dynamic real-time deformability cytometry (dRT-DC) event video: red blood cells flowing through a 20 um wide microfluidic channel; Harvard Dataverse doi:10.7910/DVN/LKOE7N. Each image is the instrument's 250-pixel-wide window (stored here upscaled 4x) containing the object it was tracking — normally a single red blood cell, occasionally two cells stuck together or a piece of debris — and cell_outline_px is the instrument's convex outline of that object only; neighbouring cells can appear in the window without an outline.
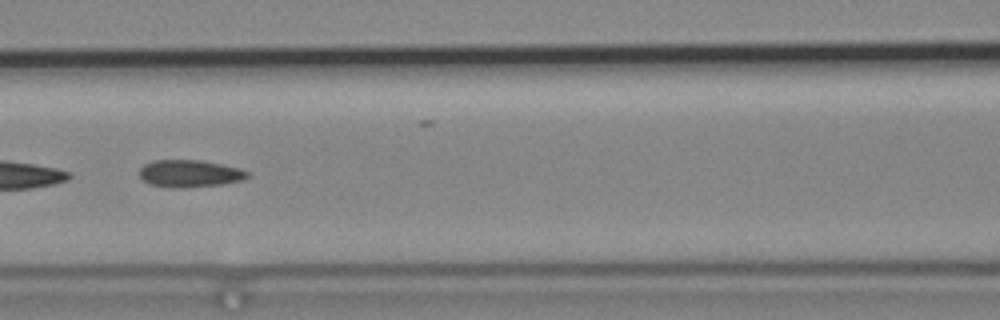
{"species": "common noctule bat (a hibernating species)", "species_latin": "Nyctalus noctula", "temperature_condition": "cold", "stored_images_in_passage": 8, "segment_of_instrument_passage": [2, 2], "camera_frame_rate_fps": 3000, "um_per_image_px": 0.085, "animal": {"sex": "male", "body_mass_g": 19.2, "forearm_length_mm": 51.8}, "frame": {"image": 1, "passage_image": 6, "time_ms": 1.667, "image_size_px": [1000, 320], "cell_outline_px": [[248, 176], [240, 180], [220, 184], [180, 188], [168, 188], [152, 184], [144, 180], [140, 176], [140, 168], [144, 164], [152, 160], [200, 160], [240, 168], [248, 172]], "centroid_in_image_um": [16.08, 14.74], "position_along_channel_um": 150.5, "area_um2": 16.94}}
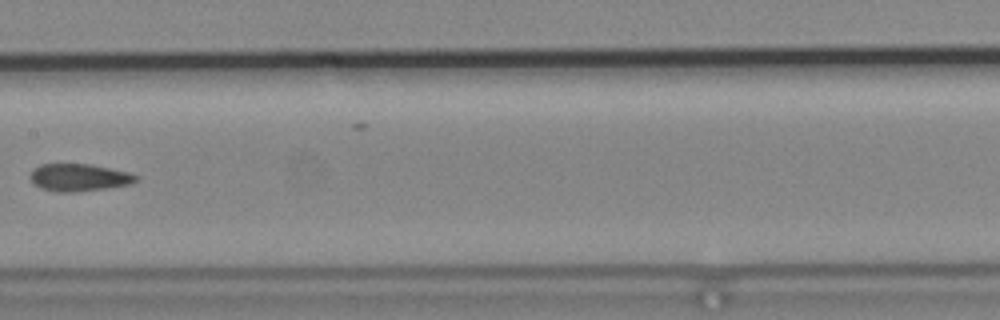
{"frame": {"image": 2, "passage_image": 7, "time_ms": 2.0, "image_size_px": [1000, 320], "cell_outline_px": [[140, 176], [136, 180], [128, 184], [108, 188], [72, 192], [56, 192], [40, 188], [32, 184], [28, 176], [32, 168], [40, 164], [88, 164], [128, 172]], "centroid_in_image_um": [6.63, 15.09], "position_along_channel_um": 200.8, "area_um2": 16.99}}
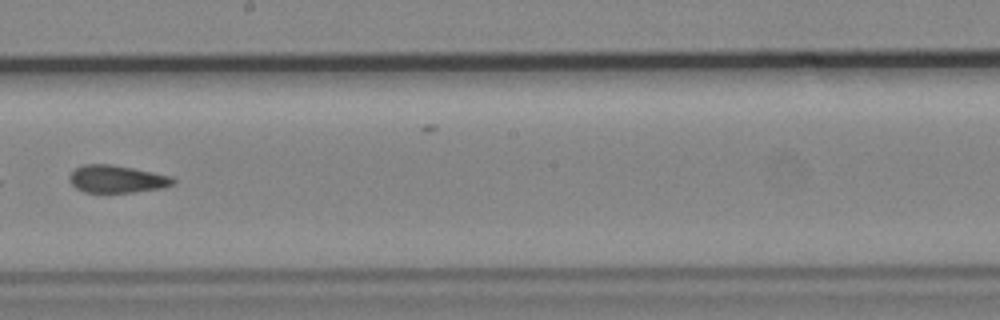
{"frame": {"image": 3, "passage_image": 8, "time_ms": 2.333, "image_size_px": [1000, 320], "cell_outline_px": [[176, 184], [160, 188], [132, 192], [84, 192], [76, 188], [68, 180], [68, 176], [76, 168], [84, 164], [112, 164], [172, 176], [176, 180]], "centroid_in_image_um": [9.93, 15.21], "position_along_channel_um": 238.3, "area_um2": 16.59}}